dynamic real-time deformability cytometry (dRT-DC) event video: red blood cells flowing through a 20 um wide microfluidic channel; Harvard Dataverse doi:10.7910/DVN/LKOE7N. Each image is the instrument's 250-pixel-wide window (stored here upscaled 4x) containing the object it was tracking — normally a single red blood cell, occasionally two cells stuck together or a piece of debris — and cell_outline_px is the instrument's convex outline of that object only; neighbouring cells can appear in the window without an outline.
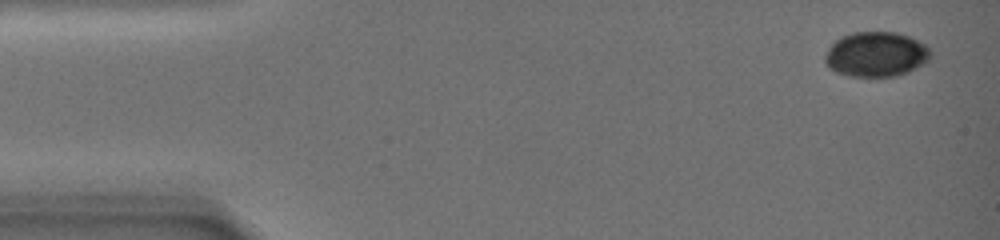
{"species": "common noctule bat (a hibernating species)", "species_latin": "Nyctalus noctula", "temperature_condition": "warm", "stored_images_in_passage": 13, "camera_frame_rate_fps": 3000, "um_per_image_px": 0.085, "animal": {"sex": "female", "body_mass_g": 19.0, "forearm_length_mm": 51.5}, "frame": {"image": 1, "passage_image": 1, "time_ms": 0.0, "image_size_px": [1000, 240], "cell_outline_px": [[932, 56], [924, 64], [908, 72], [896, 76], [848, 76], [836, 72], [828, 68], [824, 60], [824, 56], [828, 48], [840, 36], [852, 32], [896, 32], [908, 36], [924, 44], [928, 48]], "centroid_in_image_um": [74.44, 4.62], "position_along_channel_um": 10.6, "area_um2": 27.74}}
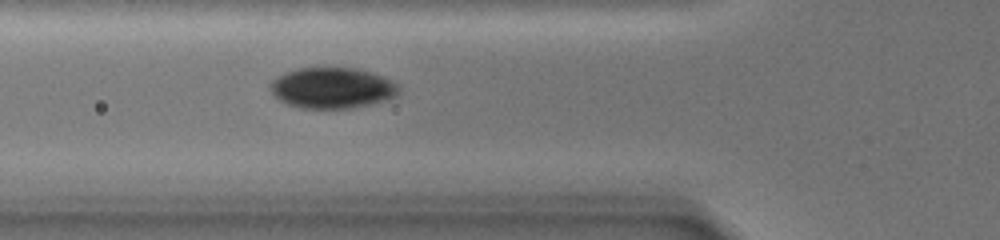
{"frame": {"image": 2, "passage_image": 10, "time_ms": 7.333, "image_size_px": [1000, 240], "cell_outline_px": [[400, 92], [396, 96], [388, 100], [356, 108], [300, 108], [288, 104], [280, 100], [268, 88], [268, 84], [276, 76], [300, 68], [356, 68], [372, 72], [400, 84]], "centroid_in_image_um": [28.28, 7.48], "position_along_channel_um": 97.5, "area_um2": 30.87}}
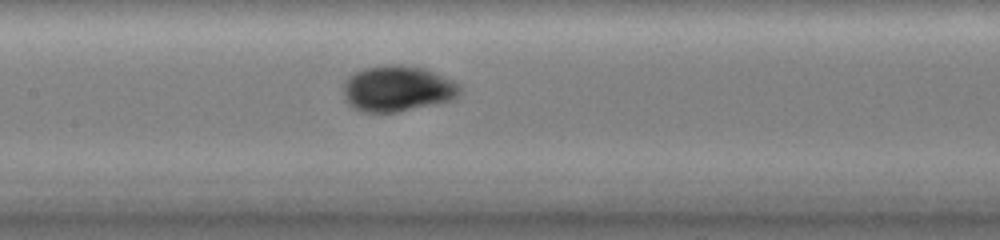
{"frame": {"image": 3, "passage_image": 13, "time_ms": 10.0, "image_size_px": [1000, 240], "cell_outline_px": [[460, 96], [452, 100], [396, 112], [360, 112], [348, 104], [344, 100], [344, 80], [348, 76], [364, 68], [396, 64], [424, 68], [452, 80], [460, 84]], "centroid_in_image_um": [33.77, 7.54], "position_along_channel_um": 173.6, "area_um2": 31.1}}